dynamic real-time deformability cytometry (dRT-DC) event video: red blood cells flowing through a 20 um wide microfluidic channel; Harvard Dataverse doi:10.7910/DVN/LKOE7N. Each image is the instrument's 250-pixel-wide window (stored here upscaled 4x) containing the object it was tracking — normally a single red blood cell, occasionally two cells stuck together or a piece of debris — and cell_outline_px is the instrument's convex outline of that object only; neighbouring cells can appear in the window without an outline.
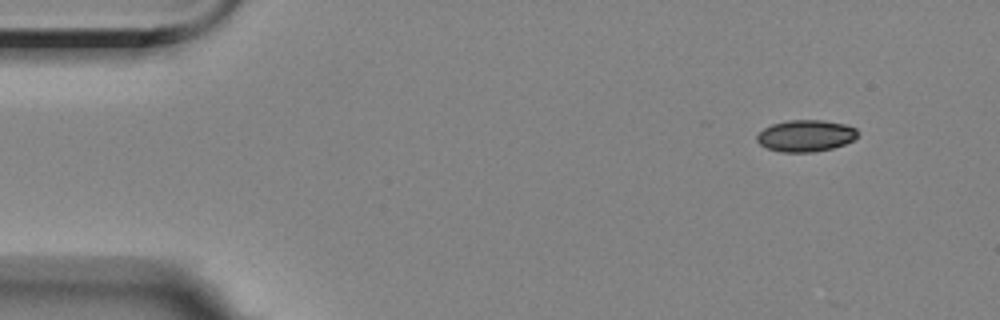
{"species": "Egyptian fruit bat (a non-hibernating species)", "species_latin": "Rousettus aegyptiacus", "temperature_condition": "room temperature", "stored_images_in_passage": 4, "camera_frame_rate_fps": 3000, "um_per_image_px": 0.085, "animal": {"sex": "female"}, "frame": {"image": 1, "passage_image": 1, "time_ms": 0.0, "image_size_px": [1000, 320], "cell_outline_px": [[860, 132], [852, 140], [844, 144], [832, 148], [812, 152], [780, 152], [768, 148], [760, 144], [756, 140], [756, 136], [764, 128], [772, 124], [788, 120], [824, 120], [844, 124], [856, 128]], "centroid_in_image_um": [68.48, 11.53], "position_along_channel_um": 16.5, "area_um2": 18.55}}